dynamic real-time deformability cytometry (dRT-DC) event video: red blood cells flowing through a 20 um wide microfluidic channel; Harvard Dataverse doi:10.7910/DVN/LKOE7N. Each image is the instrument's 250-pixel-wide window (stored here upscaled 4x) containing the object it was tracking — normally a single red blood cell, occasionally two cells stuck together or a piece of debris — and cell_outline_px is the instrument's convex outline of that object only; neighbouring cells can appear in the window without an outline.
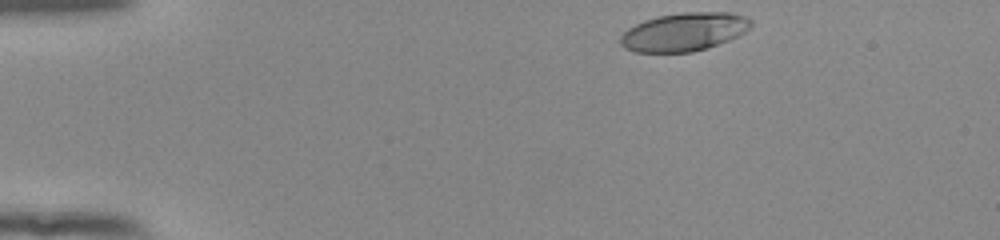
{"species": "human", "species_latin": "Homo sapiens", "temperature_condition": "room temperature", "stored_images_in_passage": 39, "camera_frame_rate_fps": 3000, "um_per_image_px": 0.085, "donor": {"sex": "female"}, "frame": {"image": 1, "passage_image": 1, "time_ms": 0.0, "image_size_px": [1000, 240], "cell_outline_px": [[752, 28], [728, 40], [692, 52], [636, 52], [624, 48], [620, 44], [620, 36], [628, 28], [644, 20], [660, 16], [684, 12], [732, 12], [748, 16], [752, 20]], "centroid_in_image_um": [58.17, 2.7], "position_along_channel_um": 26.8, "area_um2": 29.13}}
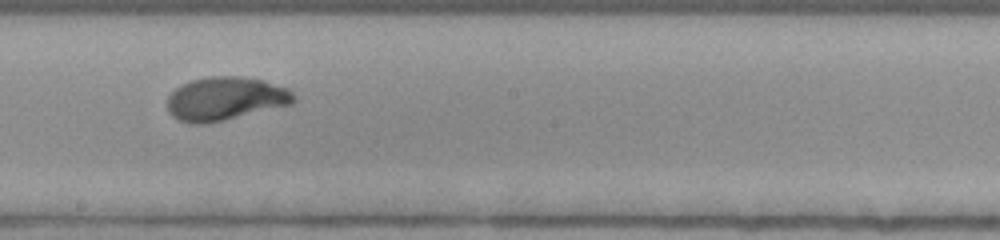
{"frame": {"image": 2, "passage_image": 23, "time_ms": 7.333, "image_size_px": [1000, 240], "cell_outline_px": [[296, 100], [292, 104], [208, 124], [188, 124], [172, 116], [168, 112], [168, 96], [180, 84], [192, 80], [212, 76], [240, 76], [264, 80], [288, 88], [296, 96]], "centroid_in_image_um": [19.16, 8.39], "position_along_channel_um": 229.0, "area_um2": 32.25}}
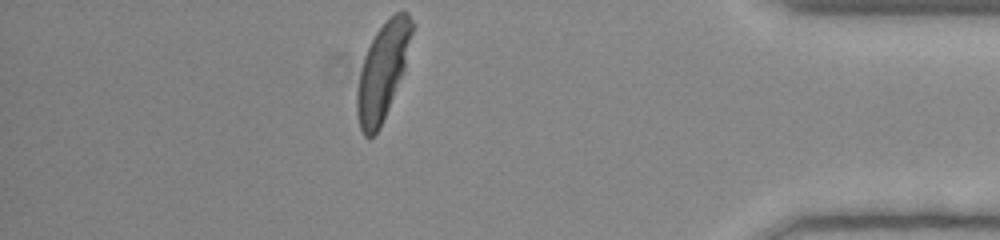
{"frame": {"image": 3, "passage_image": 39, "time_ms": 12.667, "image_size_px": [1000, 240], "cell_outline_px": [[416, 24], [404, 68], [380, 128], [372, 136], [364, 136], [360, 128], [356, 112], [356, 92], [360, 72], [364, 56], [376, 32], [396, 12], [408, 12]], "centroid_in_image_um": [32.53, 6.03], "position_along_channel_um": 402.7, "area_um2": 30.46}, "authors_computed_cell_mechanics": {"area_um2": 31.1542, "velocity_mm_per_s": 3.8973, "shape_relaxation_time_tau1_ms": 3.5817, "shape_relaxation_time_tau2_ms": null, "deformation_change_tau1": 0.1877, "deformation_change_tau2": null}}